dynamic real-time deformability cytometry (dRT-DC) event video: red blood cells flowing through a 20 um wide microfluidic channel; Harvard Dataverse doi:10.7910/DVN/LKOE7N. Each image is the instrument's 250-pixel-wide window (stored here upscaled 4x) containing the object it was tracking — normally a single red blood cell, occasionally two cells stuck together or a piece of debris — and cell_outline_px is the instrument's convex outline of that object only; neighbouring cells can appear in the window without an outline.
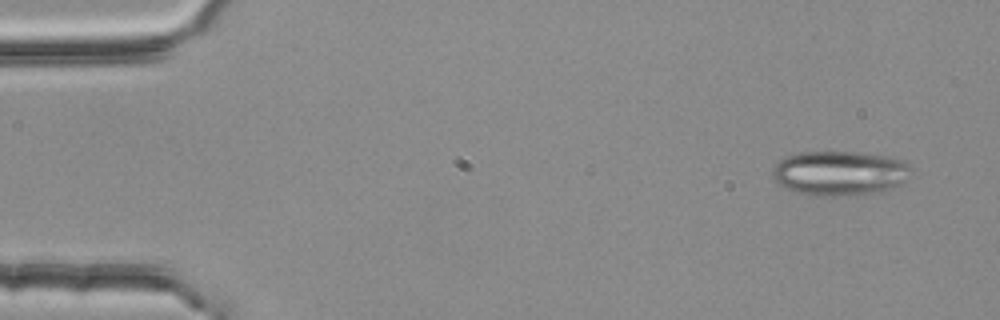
{"species": "common noctule bat (a hibernating species)", "species_latin": "Nyctalus noctula", "temperature_condition": "room temperature", "stored_images_in_passage": 3, "camera_frame_rate_fps": 3000, "um_per_image_px": 0.085, "animal": {"sex": "female", "body_mass_g": 25.1}, "frame": {"image": 1, "passage_image": 1, "time_ms": 0.0, "image_size_px": [1000, 320], "cell_outline_px": [[908, 180], [900, 184], [888, 188], [856, 196], [812, 196], [796, 192], [784, 188], [776, 184], [772, 176], [772, 168], [780, 160], [788, 156], [800, 152], [856, 152], [892, 156], [904, 160], [908, 164]], "centroid_in_image_um": [71.33, 14.72], "position_along_channel_um": 13.7, "area_um2": 36.3}}